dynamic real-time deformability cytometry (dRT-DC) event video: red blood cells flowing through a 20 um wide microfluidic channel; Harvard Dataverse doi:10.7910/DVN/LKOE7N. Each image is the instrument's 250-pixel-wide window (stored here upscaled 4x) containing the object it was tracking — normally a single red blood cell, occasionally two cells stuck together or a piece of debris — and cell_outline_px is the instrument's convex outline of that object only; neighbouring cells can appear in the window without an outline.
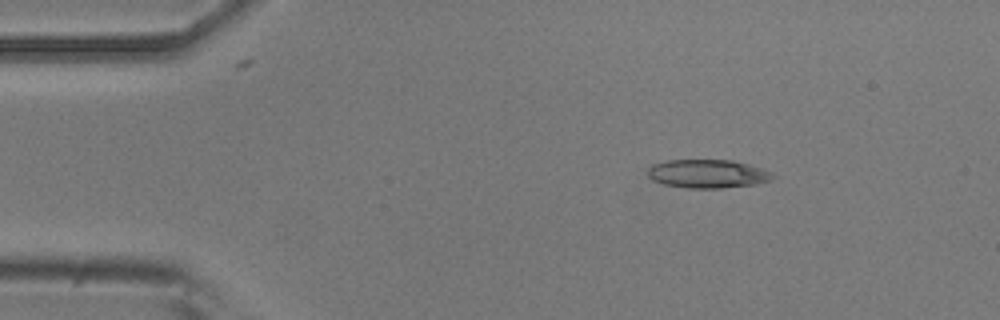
{"species": "common noctule bat (a hibernating species)", "species_latin": "Nyctalus noctula", "temperature_condition": "room temperature", "stored_images_in_passage": 52, "camera_frame_rate_fps": 3000, "um_per_image_px": 0.085, "animal": {"sex": "male", "body_mass_g": 20.5, "forearm_length_mm": 52.5}, "frame": {"image": 1, "passage_image": 8, "time_ms": 2.333, "image_size_px": [1000, 320], "cell_outline_px": [[776, 176], [772, 180], [756, 184], [720, 188], [688, 188], [664, 184], [652, 180], [648, 176], [648, 168], [652, 164], [668, 160], [732, 160], [748, 164], [772, 172]], "centroid_in_image_um": [60.16, 14.77], "position_along_channel_um": 24.8, "area_um2": 20.81}}
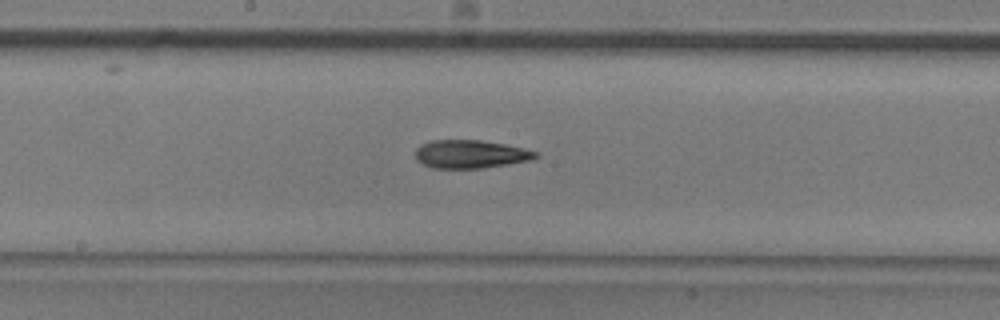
{"frame": {"image": 2, "passage_image": 27, "time_ms": 8.667, "image_size_px": [1000, 320], "cell_outline_px": [[540, 156], [532, 160], [508, 164], [480, 168], [432, 168], [416, 160], [416, 148], [420, 144], [432, 140], [480, 140], [504, 144], [524, 148], [540, 152]], "centroid_in_image_um": [40.02, 13.1], "position_along_channel_um": 208.2, "area_um2": 19.88}}
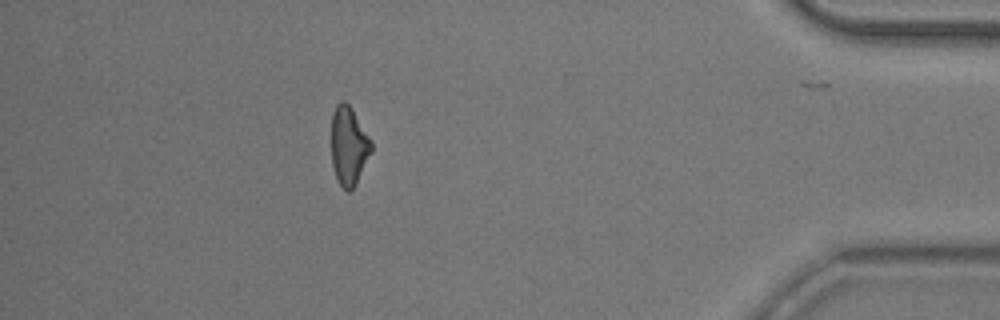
{"frame": {"image": 3, "passage_image": 46, "time_ms": 15.0, "image_size_px": [1000, 320], "cell_outline_px": [[372, 152], [356, 184], [348, 192], [340, 184], [336, 176], [332, 164], [332, 112], [336, 104], [340, 100], [344, 100], [352, 108], [372, 140]], "centroid_in_image_um": [29.66, 12.36], "position_along_channel_um": 405.5, "area_um2": 18.38}, "authors_computed_cell_mechanics": {"area_um2": 19.8543, "velocity_mm_per_s": 3.8866, "shape_relaxation_time_tau1_ms": 9.5099, "shape_relaxation_time_tau2_ms": 2.8598, "deformation_change_tau1": 0.2279, "deformation_change_tau2": 0.1225}}